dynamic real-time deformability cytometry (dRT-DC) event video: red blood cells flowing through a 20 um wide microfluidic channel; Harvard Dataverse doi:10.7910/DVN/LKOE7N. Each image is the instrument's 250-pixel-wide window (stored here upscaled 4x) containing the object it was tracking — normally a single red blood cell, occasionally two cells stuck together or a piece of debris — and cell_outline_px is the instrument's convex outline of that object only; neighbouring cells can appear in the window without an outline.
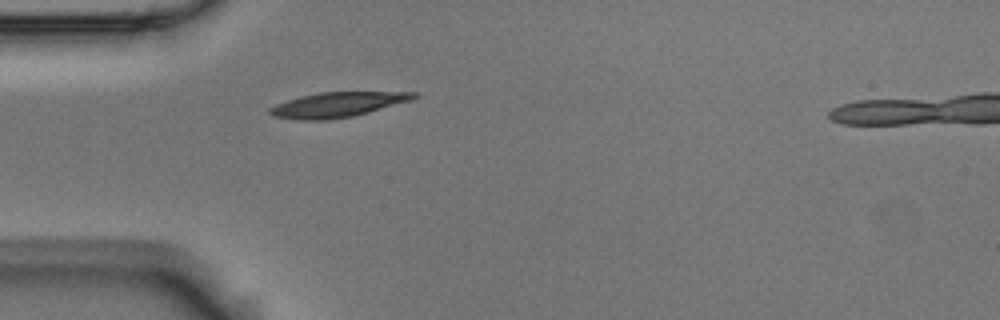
{"species": "Egyptian fruit bat (a non-hibernating species)", "species_latin": "Rousettus aegyptiacus", "temperature_condition": "room temperature", "stored_images_in_passage": 1, "camera_frame_rate_fps": 3000, "um_per_image_px": 0.085, "animal": {"sex": "male"}, "frame": {"image": 1, "passage_image": 1, "time_ms": 0.0, "image_size_px": [1000, 320], "cell_outline_px": [[420, 96], [412, 100], [368, 112], [352, 116], [328, 120], [296, 120], [272, 116], [268, 112], [268, 108], [276, 104], [300, 96], [320, 92], [416, 92]], "centroid_in_image_um": [28.66, 8.9], "position_along_channel_um": 56.3, "area_um2": 20.92}}